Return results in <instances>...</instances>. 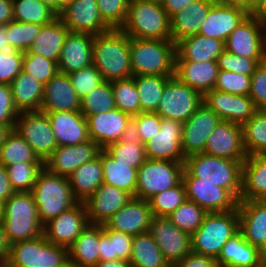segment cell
I'll return each instance as SVG.
<instances>
[{
    "label": "cell",
    "mask_w": 266,
    "mask_h": 267,
    "mask_svg": "<svg viewBox=\"0 0 266 267\" xmlns=\"http://www.w3.org/2000/svg\"><path fill=\"white\" fill-rule=\"evenodd\" d=\"M92 64L102 75L104 81L133 77L130 58V37L121 29L94 36L92 44Z\"/></svg>",
    "instance_id": "cell-1"
},
{
    "label": "cell",
    "mask_w": 266,
    "mask_h": 267,
    "mask_svg": "<svg viewBox=\"0 0 266 267\" xmlns=\"http://www.w3.org/2000/svg\"><path fill=\"white\" fill-rule=\"evenodd\" d=\"M0 219L10 245L43 235V224L30 192H15L5 200Z\"/></svg>",
    "instance_id": "cell-2"
},
{
    "label": "cell",
    "mask_w": 266,
    "mask_h": 267,
    "mask_svg": "<svg viewBox=\"0 0 266 267\" xmlns=\"http://www.w3.org/2000/svg\"><path fill=\"white\" fill-rule=\"evenodd\" d=\"M120 29L130 38L172 40L170 17L162 4L149 0H130Z\"/></svg>",
    "instance_id": "cell-3"
},
{
    "label": "cell",
    "mask_w": 266,
    "mask_h": 267,
    "mask_svg": "<svg viewBox=\"0 0 266 267\" xmlns=\"http://www.w3.org/2000/svg\"><path fill=\"white\" fill-rule=\"evenodd\" d=\"M242 162L205 153L189 155L184 168L198 182H209L227 189L238 201L241 195Z\"/></svg>",
    "instance_id": "cell-4"
},
{
    "label": "cell",
    "mask_w": 266,
    "mask_h": 267,
    "mask_svg": "<svg viewBox=\"0 0 266 267\" xmlns=\"http://www.w3.org/2000/svg\"><path fill=\"white\" fill-rule=\"evenodd\" d=\"M30 193L43 225L78 203L68 177L50 173L45 168L38 173Z\"/></svg>",
    "instance_id": "cell-5"
},
{
    "label": "cell",
    "mask_w": 266,
    "mask_h": 267,
    "mask_svg": "<svg viewBox=\"0 0 266 267\" xmlns=\"http://www.w3.org/2000/svg\"><path fill=\"white\" fill-rule=\"evenodd\" d=\"M133 76H174L176 44L172 40L130 38Z\"/></svg>",
    "instance_id": "cell-6"
},
{
    "label": "cell",
    "mask_w": 266,
    "mask_h": 267,
    "mask_svg": "<svg viewBox=\"0 0 266 267\" xmlns=\"http://www.w3.org/2000/svg\"><path fill=\"white\" fill-rule=\"evenodd\" d=\"M238 232V208L208 212L201 226L191 235L192 252L217 259L225 243Z\"/></svg>",
    "instance_id": "cell-7"
},
{
    "label": "cell",
    "mask_w": 266,
    "mask_h": 267,
    "mask_svg": "<svg viewBox=\"0 0 266 267\" xmlns=\"http://www.w3.org/2000/svg\"><path fill=\"white\" fill-rule=\"evenodd\" d=\"M7 262L14 267H65L69 263L68 248L41 235L10 245Z\"/></svg>",
    "instance_id": "cell-8"
},
{
    "label": "cell",
    "mask_w": 266,
    "mask_h": 267,
    "mask_svg": "<svg viewBox=\"0 0 266 267\" xmlns=\"http://www.w3.org/2000/svg\"><path fill=\"white\" fill-rule=\"evenodd\" d=\"M183 170L184 163L146 159L138 168L135 197L148 201L154 195L175 187L182 181Z\"/></svg>",
    "instance_id": "cell-9"
},
{
    "label": "cell",
    "mask_w": 266,
    "mask_h": 267,
    "mask_svg": "<svg viewBox=\"0 0 266 267\" xmlns=\"http://www.w3.org/2000/svg\"><path fill=\"white\" fill-rule=\"evenodd\" d=\"M203 104V95L173 76L162 93L156 113L161 118L184 123Z\"/></svg>",
    "instance_id": "cell-10"
},
{
    "label": "cell",
    "mask_w": 266,
    "mask_h": 267,
    "mask_svg": "<svg viewBox=\"0 0 266 267\" xmlns=\"http://www.w3.org/2000/svg\"><path fill=\"white\" fill-rule=\"evenodd\" d=\"M14 130L43 162L58 147L48 116L41 110L20 112Z\"/></svg>",
    "instance_id": "cell-11"
},
{
    "label": "cell",
    "mask_w": 266,
    "mask_h": 267,
    "mask_svg": "<svg viewBox=\"0 0 266 267\" xmlns=\"http://www.w3.org/2000/svg\"><path fill=\"white\" fill-rule=\"evenodd\" d=\"M224 46L238 56L266 59V22L249 14L228 36Z\"/></svg>",
    "instance_id": "cell-12"
},
{
    "label": "cell",
    "mask_w": 266,
    "mask_h": 267,
    "mask_svg": "<svg viewBox=\"0 0 266 267\" xmlns=\"http://www.w3.org/2000/svg\"><path fill=\"white\" fill-rule=\"evenodd\" d=\"M149 233L170 267L192 252L191 235L175 226L168 217L153 216Z\"/></svg>",
    "instance_id": "cell-13"
},
{
    "label": "cell",
    "mask_w": 266,
    "mask_h": 267,
    "mask_svg": "<svg viewBox=\"0 0 266 267\" xmlns=\"http://www.w3.org/2000/svg\"><path fill=\"white\" fill-rule=\"evenodd\" d=\"M182 181L186 188V198L204 208L207 212H226L238 207V200L225 188L214 183L198 182L185 168Z\"/></svg>",
    "instance_id": "cell-14"
},
{
    "label": "cell",
    "mask_w": 266,
    "mask_h": 267,
    "mask_svg": "<svg viewBox=\"0 0 266 267\" xmlns=\"http://www.w3.org/2000/svg\"><path fill=\"white\" fill-rule=\"evenodd\" d=\"M89 224L84 202H78L68 210L43 225L47 241L68 248Z\"/></svg>",
    "instance_id": "cell-15"
},
{
    "label": "cell",
    "mask_w": 266,
    "mask_h": 267,
    "mask_svg": "<svg viewBox=\"0 0 266 267\" xmlns=\"http://www.w3.org/2000/svg\"><path fill=\"white\" fill-rule=\"evenodd\" d=\"M182 132L183 123L162 118L159 133L144 144L146 158L184 163L186 157L181 147Z\"/></svg>",
    "instance_id": "cell-16"
},
{
    "label": "cell",
    "mask_w": 266,
    "mask_h": 267,
    "mask_svg": "<svg viewBox=\"0 0 266 267\" xmlns=\"http://www.w3.org/2000/svg\"><path fill=\"white\" fill-rule=\"evenodd\" d=\"M58 17L70 32L95 36L110 30L101 18L97 0H72Z\"/></svg>",
    "instance_id": "cell-17"
},
{
    "label": "cell",
    "mask_w": 266,
    "mask_h": 267,
    "mask_svg": "<svg viewBox=\"0 0 266 267\" xmlns=\"http://www.w3.org/2000/svg\"><path fill=\"white\" fill-rule=\"evenodd\" d=\"M249 14V8L243 5L214 3L202 22L199 35L225 43L228 36Z\"/></svg>",
    "instance_id": "cell-18"
},
{
    "label": "cell",
    "mask_w": 266,
    "mask_h": 267,
    "mask_svg": "<svg viewBox=\"0 0 266 267\" xmlns=\"http://www.w3.org/2000/svg\"><path fill=\"white\" fill-rule=\"evenodd\" d=\"M203 103L221 120L243 124L258 110L248 95H234L216 89L203 95Z\"/></svg>",
    "instance_id": "cell-19"
},
{
    "label": "cell",
    "mask_w": 266,
    "mask_h": 267,
    "mask_svg": "<svg viewBox=\"0 0 266 267\" xmlns=\"http://www.w3.org/2000/svg\"><path fill=\"white\" fill-rule=\"evenodd\" d=\"M203 153L243 163L247 154L243 146L242 125L221 120L210 134Z\"/></svg>",
    "instance_id": "cell-20"
},
{
    "label": "cell",
    "mask_w": 266,
    "mask_h": 267,
    "mask_svg": "<svg viewBox=\"0 0 266 267\" xmlns=\"http://www.w3.org/2000/svg\"><path fill=\"white\" fill-rule=\"evenodd\" d=\"M220 121L219 116L203 103L183 123L181 147L184 156L203 153L210 134Z\"/></svg>",
    "instance_id": "cell-21"
},
{
    "label": "cell",
    "mask_w": 266,
    "mask_h": 267,
    "mask_svg": "<svg viewBox=\"0 0 266 267\" xmlns=\"http://www.w3.org/2000/svg\"><path fill=\"white\" fill-rule=\"evenodd\" d=\"M100 150L91 139L74 146H60L43 162V166L50 173L69 177L78 167L97 157Z\"/></svg>",
    "instance_id": "cell-22"
},
{
    "label": "cell",
    "mask_w": 266,
    "mask_h": 267,
    "mask_svg": "<svg viewBox=\"0 0 266 267\" xmlns=\"http://www.w3.org/2000/svg\"><path fill=\"white\" fill-rule=\"evenodd\" d=\"M132 195L115 186L102 183L96 191L84 201L88 222L105 224L120 208L127 204Z\"/></svg>",
    "instance_id": "cell-23"
},
{
    "label": "cell",
    "mask_w": 266,
    "mask_h": 267,
    "mask_svg": "<svg viewBox=\"0 0 266 267\" xmlns=\"http://www.w3.org/2000/svg\"><path fill=\"white\" fill-rule=\"evenodd\" d=\"M152 217L149 202L141 198L132 197L104 225L108 229L135 236L149 232Z\"/></svg>",
    "instance_id": "cell-24"
},
{
    "label": "cell",
    "mask_w": 266,
    "mask_h": 267,
    "mask_svg": "<svg viewBox=\"0 0 266 267\" xmlns=\"http://www.w3.org/2000/svg\"><path fill=\"white\" fill-rule=\"evenodd\" d=\"M89 138L105 149L110 144L119 142L127 123L132 118L129 114L115 108L108 112L85 116Z\"/></svg>",
    "instance_id": "cell-25"
},
{
    "label": "cell",
    "mask_w": 266,
    "mask_h": 267,
    "mask_svg": "<svg viewBox=\"0 0 266 267\" xmlns=\"http://www.w3.org/2000/svg\"><path fill=\"white\" fill-rule=\"evenodd\" d=\"M52 126L57 146H74L90 140L87 120L80 111L45 113Z\"/></svg>",
    "instance_id": "cell-26"
},
{
    "label": "cell",
    "mask_w": 266,
    "mask_h": 267,
    "mask_svg": "<svg viewBox=\"0 0 266 267\" xmlns=\"http://www.w3.org/2000/svg\"><path fill=\"white\" fill-rule=\"evenodd\" d=\"M80 108L81 99L68 74L58 72L44 85L41 111H80Z\"/></svg>",
    "instance_id": "cell-27"
},
{
    "label": "cell",
    "mask_w": 266,
    "mask_h": 267,
    "mask_svg": "<svg viewBox=\"0 0 266 267\" xmlns=\"http://www.w3.org/2000/svg\"><path fill=\"white\" fill-rule=\"evenodd\" d=\"M239 232L261 249L266 242V200L238 201Z\"/></svg>",
    "instance_id": "cell-28"
},
{
    "label": "cell",
    "mask_w": 266,
    "mask_h": 267,
    "mask_svg": "<svg viewBox=\"0 0 266 267\" xmlns=\"http://www.w3.org/2000/svg\"><path fill=\"white\" fill-rule=\"evenodd\" d=\"M93 39L90 34L69 32L58 60L59 72L69 74L91 65Z\"/></svg>",
    "instance_id": "cell-29"
},
{
    "label": "cell",
    "mask_w": 266,
    "mask_h": 267,
    "mask_svg": "<svg viewBox=\"0 0 266 267\" xmlns=\"http://www.w3.org/2000/svg\"><path fill=\"white\" fill-rule=\"evenodd\" d=\"M218 72L217 61H175L174 76L202 95L214 89Z\"/></svg>",
    "instance_id": "cell-30"
},
{
    "label": "cell",
    "mask_w": 266,
    "mask_h": 267,
    "mask_svg": "<svg viewBox=\"0 0 266 267\" xmlns=\"http://www.w3.org/2000/svg\"><path fill=\"white\" fill-rule=\"evenodd\" d=\"M215 2L195 0L170 18L171 37L176 44L179 40L199 34L203 20Z\"/></svg>",
    "instance_id": "cell-31"
},
{
    "label": "cell",
    "mask_w": 266,
    "mask_h": 267,
    "mask_svg": "<svg viewBox=\"0 0 266 267\" xmlns=\"http://www.w3.org/2000/svg\"><path fill=\"white\" fill-rule=\"evenodd\" d=\"M266 200V154L247 156L242 164L239 201Z\"/></svg>",
    "instance_id": "cell-32"
},
{
    "label": "cell",
    "mask_w": 266,
    "mask_h": 267,
    "mask_svg": "<svg viewBox=\"0 0 266 267\" xmlns=\"http://www.w3.org/2000/svg\"><path fill=\"white\" fill-rule=\"evenodd\" d=\"M216 260L219 266L265 267L260 249L249 243L240 232L225 243Z\"/></svg>",
    "instance_id": "cell-33"
},
{
    "label": "cell",
    "mask_w": 266,
    "mask_h": 267,
    "mask_svg": "<svg viewBox=\"0 0 266 267\" xmlns=\"http://www.w3.org/2000/svg\"><path fill=\"white\" fill-rule=\"evenodd\" d=\"M102 234V224L89 223L68 247L69 263L78 267H94L100 261L98 251Z\"/></svg>",
    "instance_id": "cell-34"
},
{
    "label": "cell",
    "mask_w": 266,
    "mask_h": 267,
    "mask_svg": "<svg viewBox=\"0 0 266 267\" xmlns=\"http://www.w3.org/2000/svg\"><path fill=\"white\" fill-rule=\"evenodd\" d=\"M224 49L223 41L196 34L176 43L175 61H217Z\"/></svg>",
    "instance_id": "cell-35"
},
{
    "label": "cell",
    "mask_w": 266,
    "mask_h": 267,
    "mask_svg": "<svg viewBox=\"0 0 266 267\" xmlns=\"http://www.w3.org/2000/svg\"><path fill=\"white\" fill-rule=\"evenodd\" d=\"M13 101L19 112L39 111L41 108L44 84L23 70L10 84Z\"/></svg>",
    "instance_id": "cell-36"
},
{
    "label": "cell",
    "mask_w": 266,
    "mask_h": 267,
    "mask_svg": "<svg viewBox=\"0 0 266 267\" xmlns=\"http://www.w3.org/2000/svg\"><path fill=\"white\" fill-rule=\"evenodd\" d=\"M70 30L57 17L49 24L43 25L40 33L33 40L30 53L42 55L58 63L61 49Z\"/></svg>",
    "instance_id": "cell-37"
},
{
    "label": "cell",
    "mask_w": 266,
    "mask_h": 267,
    "mask_svg": "<svg viewBox=\"0 0 266 267\" xmlns=\"http://www.w3.org/2000/svg\"><path fill=\"white\" fill-rule=\"evenodd\" d=\"M68 179L78 202L86 201L103 183L101 150L97 157L78 167Z\"/></svg>",
    "instance_id": "cell-38"
},
{
    "label": "cell",
    "mask_w": 266,
    "mask_h": 267,
    "mask_svg": "<svg viewBox=\"0 0 266 267\" xmlns=\"http://www.w3.org/2000/svg\"><path fill=\"white\" fill-rule=\"evenodd\" d=\"M103 183L115 186L135 197L138 170L131 164L117 163L104 149H101Z\"/></svg>",
    "instance_id": "cell-39"
},
{
    "label": "cell",
    "mask_w": 266,
    "mask_h": 267,
    "mask_svg": "<svg viewBox=\"0 0 266 267\" xmlns=\"http://www.w3.org/2000/svg\"><path fill=\"white\" fill-rule=\"evenodd\" d=\"M130 267H170L149 232L133 237Z\"/></svg>",
    "instance_id": "cell-40"
},
{
    "label": "cell",
    "mask_w": 266,
    "mask_h": 267,
    "mask_svg": "<svg viewBox=\"0 0 266 267\" xmlns=\"http://www.w3.org/2000/svg\"><path fill=\"white\" fill-rule=\"evenodd\" d=\"M133 237L124 232L108 229L103 224V234L99 238L100 261L115 259L129 261Z\"/></svg>",
    "instance_id": "cell-41"
},
{
    "label": "cell",
    "mask_w": 266,
    "mask_h": 267,
    "mask_svg": "<svg viewBox=\"0 0 266 267\" xmlns=\"http://www.w3.org/2000/svg\"><path fill=\"white\" fill-rule=\"evenodd\" d=\"M172 77L158 75L134 76L140 99V113L157 111L166 83Z\"/></svg>",
    "instance_id": "cell-42"
},
{
    "label": "cell",
    "mask_w": 266,
    "mask_h": 267,
    "mask_svg": "<svg viewBox=\"0 0 266 267\" xmlns=\"http://www.w3.org/2000/svg\"><path fill=\"white\" fill-rule=\"evenodd\" d=\"M242 135L247 156L266 154V110L258 109L242 124Z\"/></svg>",
    "instance_id": "cell-43"
},
{
    "label": "cell",
    "mask_w": 266,
    "mask_h": 267,
    "mask_svg": "<svg viewBox=\"0 0 266 267\" xmlns=\"http://www.w3.org/2000/svg\"><path fill=\"white\" fill-rule=\"evenodd\" d=\"M43 162L32 147L12 129L0 146V164L5 167L14 163Z\"/></svg>",
    "instance_id": "cell-44"
},
{
    "label": "cell",
    "mask_w": 266,
    "mask_h": 267,
    "mask_svg": "<svg viewBox=\"0 0 266 267\" xmlns=\"http://www.w3.org/2000/svg\"><path fill=\"white\" fill-rule=\"evenodd\" d=\"M14 21L46 25L58 17L57 12L40 0H12Z\"/></svg>",
    "instance_id": "cell-45"
},
{
    "label": "cell",
    "mask_w": 266,
    "mask_h": 267,
    "mask_svg": "<svg viewBox=\"0 0 266 267\" xmlns=\"http://www.w3.org/2000/svg\"><path fill=\"white\" fill-rule=\"evenodd\" d=\"M116 108L111 82L104 81L81 98L80 112L84 116L105 113Z\"/></svg>",
    "instance_id": "cell-46"
},
{
    "label": "cell",
    "mask_w": 266,
    "mask_h": 267,
    "mask_svg": "<svg viewBox=\"0 0 266 267\" xmlns=\"http://www.w3.org/2000/svg\"><path fill=\"white\" fill-rule=\"evenodd\" d=\"M116 108L131 117L140 113V99L134 76L111 82Z\"/></svg>",
    "instance_id": "cell-47"
},
{
    "label": "cell",
    "mask_w": 266,
    "mask_h": 267,
    "mask_svg": "<svg viewBox=\"0 0 266 267\" xmlns=\"http://www.w3.org/2000/svg\"><path fill=\"white\" fill-rule=\"evenodd\" d=\"M207 213L204 208L186 199L167 217L179 229L192 235L201 226Z\"/></svg>",
    "instance_id": "cell-48"
},
{
    "label": "cell",
    "mask_w": 266,
    "mask_h": 267,
    "mask_svg": "<svg viewBox=\"0 0 266 267\" xmlns=\"http://www.w3.org/2000/svg\"><path fill=\"white\" fill-rule=\"evenodd\" d=\"M186 199V188L181 181L175 187L154 195L148 202L153 216L167 217Z\"/></svg>",
    "instance_id": "cell-49"
},
{
    "label": "cell",
    "mask_w": 266,
    "mask_h": 267,
    "mask_svg": "<svg viewBox=\"0 0 266 267\" xmlns=\"http://www.w3.org/2000/svg\"><path fill=\"white\" fill-rule=\"evenodd\" d=\"M9 180L15 192H30L36 183L43 162L14 163L6 167Z\"/></svg>",
    "instance_id": "cell-50"
},
{
    "label": "cell",
    "mask_w": 266,
    "mask_h": 267,
    "mask_svg": "<svg viewBox=\"0 0 266 267\" xmlns=\"http://www.w3.org/2000/svg\"><path fill=\"white\" fill-rule=\"evenodd\" d=\"M43 25L27 22L12 21L6 25L10 49L25 53L32 45L33 40L40 33Z\"/></svg>",
    "instance_id": "cell-51"
},
{
    "label": "cell",
    "mask_w": 266,
    "mask_h": 267,
    "mask_svg": "<svg viewBox=\"0 0 266 267\" xmlns=\"http://www.w3.org/2000/svg\"><path fill=\"white\" fill-rule=\"evenodd\" d=\"M117 163L131 164L138 168L146 161L145 146L141 142H116L104 149Z\"/></svg>",
    "instance_id": "cell-52"
},
{
    "label": "cell",
    "mask_w": 266,
    "mask_h": 267,
    "mask_svg": "<svg viewBox=\"0 0 266 267\" xmlns=\"http://www.w3.org/2000/svg\"><path fill=\"white\" fill-rule=\"evenodd\" d=\"M22 70L36 77L44 85L59 72L57 62L28 50L24 53Z\"/></svg>",
    "instance_id": "cell-53"
},
{
    "label": "cell",
    "mask_w": 266,
    "mask_h": 267,
    "mask_svg": "<svg viewBox=\"0 0 266 267\" xmlns=\"http://www.w3.org/2000/svg\"><path fill=\"white\" fill-rule=\"evenodd\" d=\"M130 0H97L103 22L110 29H120L124 24Z\"/></svg>",
    "instance_id": "cell-54"
},
{
    "label": "cell",
    "mask_w": 266,
    "mask_h": 267,
    "mask_svg": "<svg viewBox=\"0 0 266 267\" xmlns=\"http://www.w3.org/2000/svg\"><path fill=\"white\" fill-rule=\"evenodd\" d=\"M251 75L219 69L214 89L234 95H249Z\"/></svg>",
    "instance_id": "cell-55"
},
{
    "label": "cell",
    "mask_w": 266,
    "mask_h": 267,
    "mask_svg": "<svg viewBox=\"0 0 266 267\" xmlns=\"http://www.w3.org/2000/svg\"><path fill=\"white\" fill-rule=\"evenodd\" d=\"M68 76L80 99L104 82L102 75L94 64L71 72Z\"/></svg>",
    "instance_id": "cell-56"
},
{
    "label": "cell",
    "mask_w": 266,
    "mask_h": 267,
    "mask_svg": "<svg viewBox=\"0 0 266 267\" xmlns=\"http://www.w3.org/2000/svg\"><path fill=\"white\" fill-rule=\"evenodd\" d=\"M266 59H252L238 56L224 49L223 53L217 58L219 69L233 71L243 75H252L256 66Z\"/></svg>",
    "instance_id": "cell-57"
},
{
    "label": "cell",
    "mask_w": 266,
    "mask_h": 267,
    "mask_svg": "<svg viewBox=\"0 0 266 267\" xmlns=\"http://www.w3.org/2000/svg\"><path fill=\"white\" fill-rule=\"evenodd\" d=\"M24 53L8 49L0 51V83L10 85L22 71Z\"/></svg>",
    "instance_id": "cell-58"
},
{
    "label": "cell",
    "mask_w": 266,
    "mask_h": 267,
    "mask_svg": "<svg viewBox=\"0 0 266 267\" xmlns=\"http://www.w3.org/2000/svg\"><path fill=\"white\" fill-rule=\"evenodd\" d=\"M257 109L266 110V60L259 63L251 75L248 95Z\"/></svg>",
    "instance_id": "cell-59"
},
{
    "label": "cell",
    "mask_w": 266,
    "mask_h": 267,
    "mask_svg": "<svg viewBox=\"0 0 266 267\" xmlns=\"http://www.w3.org/2000/svg\"><path fill=\"white\" fill-rule=\"evenodd\" d=\"M132 119L136 123V128L142 144L151 140L161 129L162 118L156 112H141Z\"/></svg>",
    "instance_id": "cell-60"
},
{
    "label": "cell",
    "mask_w": 266,
    "mask_h": 267,
    "mask_svg": "<svg viewBox=\"0 0 266 267\" xmlns=\"http://www.w3.org/2000/svg\"><path fill=\"white\" fill-rule=\"evenodd\" d=\"M19 113L14 105L11 86L0 83V124L14 129Z\"/></svg>",
    "instance_id": "cell-61"
},
{
    "label": "cell",
    "mask_w": 266,
    "mask_h": 267,
    "mask_svg": "<svg viewBox=\"0 0 266 267\" xmlns=\"http://www.w3.org/2000/svg\"><path fill=\"white\" fill-rule=\"evenodd\" d=\"M174 267H219L215 258L191 252Z\"/></svg>",
    "instance_id": "cell-62"
},
{
    "label": "cell",
    "mask_w": 266,
    "mask_h": 267,
    "mask_svg": "<svg viewBox=\"0 0 266 267\" xmlns=\"http://www.w3.org/2000/svg\"><path fill=\"white\" fill-rule=\"evenodd\" d=\"M15 193L11 186L7 168L0 164V198L5 201Z\"/></svg>",
    "instance_id": "cell-63"
},
{
    "label": "cell",
    "mask_w": 266,
    "mask_h": 267,
    "mask_svg": "<svg viewBox=\"0 0 266 267\" xmlns=\"http://www.w3.org/2000/svg\"><path fill=\"white\" fill-rule=\"evenodd\" d=\"M194 1L195 0H164L162 7L171 18L177 12L181 11L184 7Z\"/></svg>",
    "instance_id": "cell-64"
},
{
    "label": "cell",
    "mask_w": 266,
    "mask_h": 267,
    "mask_svg": "<svg viewBox=\"0 0 266 267\" xmlns=\"http://www.w3.org/2000/svg\"><path fill=\"white\" fill-rule=\"evenodd\" d=\"M119 142L129 143V144H131L133 142H141L140 136H139L137 128H136V123L132 118L127 123V125L124 129V133L122 134Z\"/></svg>",
    "instance_id": "cell-65"
},
{
    "label": "cell",
    "mask_w": 266,
    "mask_h": 267,
    "mask_svg": "<svg viewBox=\"0 0 266 267\" xmlns=\"http://www.w3.org/2000/svg\"><path fill=\"white\" fill-rule=\"evenodd\" d=\"M13 20V1L0 0V25H7Z\"/></svg>",
    "instance_id": "cell-66"
},
{
    "label": "cell",
    "mask_w": 266,
    "mask_h": 267,
    "mask_svg": "<svg viewBox=\"0 0 266 267\" xmlns=\"http://www.w3.org/2000/svg\"><path fill=\"white\" fill-rule=\"evenodd\" d=\"M10 250V243L8 241L3 223L0 219V263L7 262Z\"/></svg>",
    "instance_id": "cell-67"
},
{
    "label": "cell",
    "mask_w": 266,
    "mask_h": 267,
    "mask_svg": "<svg viewBox=\"0 0 266 267\" xmlns=\"http://www.w3.org/2000/svg\"><path fill=\"white\" fill-rule=\"evenodd\" d=\"M249 11L250 15L266 22V0H253Z\"/></svg>",
    "instance_id": "cell-68"
},
{
    "label": "cell",
    "mask_w": 266,
    "mask_h": 267,
    "mask_svg": "<svg viewBox=\"0 0 266 267\" xmlns=\"http://www.w3.org/2000/svg\"><path fill=\"white\" fill-rule=\"evenodd\" d=\"M94 267H130V263L122 259H115L111 261H98Z\"/></svg>",
    "instance_id": "cell-69"
},
{
    "label": "cell",
    "mask_w": 266,
    "mask_h": 267,
    "mask_svg": "<svg viewBox=\"0 0 266 267\" xmlns=\"http://www.w3.org/2000/svg\"><path fill=\"white\" fill-rule=\"evenodd\" d=\"M6 36V25H0V51H5L10 49L9 40Z\"/></svg>",
    "instance_id": "cell-70"
},
{
    "label": "cell",
    "mask_w": 266,
    "mask_h": 267,
    "mask_svg": "<svg viewBox=\"0 0 266 267\" xmlns=\"http://www.w3.org/2000/svg\"><path fill=\"white\" fill-rule=\"evenodd\" d=\"M215 3L239 4L250 7L253 0H213Z\"/></svg>",
    "instance_id": "cell-71"
},
{
    "label": "cell",
    "mask_w": 266,
    "mask_h": 267,
    "mask_svg": "<svg viewBox=\"0 0 266 267\" xmlns=\"http://www.w3.org/2000/svg\"><path fill=\"white\" fill-rule=\"evenodd\" d=\"M72 0H53V9L59 14Z\"/></svg>",
    "instance_id": "cell-72"
},
{
    "label": "cell",
    "mask_w": 266,
    "mask_h": 267,
    "mask_svg": "<svg viewBox=\"0 0 266 267\" xmlns=\"http://www.w3.org/2000/svg\"><path fill=\"white\" fill-rule=\"evenodd\" d=\"M11 131L7 125L0 124V146L5 141L6 135Z\"/></svg>",
    "instance_id": "cell-73"
},
{
    "label": "cell",
    "mask_w": 266,
    "mask_h": 267,
    "mask_svg": "<svg viewBox=\"0 0 266 267\" xmlns=\"http://www.w3.org/2000/svg\"><path fill=\"white\" fill-rule=\"evenodd\" d=\"M260 253H261V258H262L263 264L266 267V242L263 245V247L260 249Z\"/></svg>",
    "instance_id": "cell-74"
},
{
    "label": "cell",
    "mask_w": 266,
    "mask_h": 267,
    "mask_svg": "<svg viewBox=\"0 0 266 267\" xmlns=\"http://www.w3.org/2000/svg\"><path fill=\"white\" fill-rule=\"evenodd\" d=\"M0 267H14V266L9 264L8 262H2V263H0Z\"/></svg>",
    "instance_id": "cell-75"
},
{
    "label": "cell",
    "mask_w": 266,
    "mask_h": 267,
    "mask_svg": "<svg viewBox=\"0 0 266 267\" xmlns=\"http://www.w3.org/2000/svg\"><path fill=\"white\" fill-rule=\"evenodd\" d=\"M40 1L43 2V3L49 4L53 8V0H40Z\"/></svg>",
    "instance_id": "cell-76"
},
{
    "label": "cell",
    "mask_w": 266,
    "mask_h": 267,
    "mask_svg": "<svg viewBox=\"0 0 266 267\" xmlns=\"http://www.w3.org/2000/svg\"><path fill=\"white\" fill-rule=\"evenodd\" d=\"M3 204H4V201L0 198V218L2 215Z\"/></svg>",
    "instance_id": "cell-77"
},
{
    "label": "cell",
    "mask_w": 266,
    "mask_h": 267,
    "mask_svg": "<svg viewBox=\"0 0 266 267\" xmlns=\"http://www.w3.org/2000/svg\"><path fill=\"white\" fill-rule=\"evenodd\" d=\"M149 1H152V2H155V3H159V4H162L164 2V0H149Z\"/></svg>",
    "instance_id": "cell-78"
},
{
    "label": "cell",
    "mask_w": 266,
    "mask_h": 267,
    "mask_svg": "<svg viewBox=\"0 0 266 267\" xmlns=\"http://www.w3.org/2000/svg\"><path fill=\"white\" fill-rule=\"evenodd\" d=\"M68 267H78V266H74V265L68 263Z\"/></svg>",
    "instance_id": "cell-79"
}]
</instances>
